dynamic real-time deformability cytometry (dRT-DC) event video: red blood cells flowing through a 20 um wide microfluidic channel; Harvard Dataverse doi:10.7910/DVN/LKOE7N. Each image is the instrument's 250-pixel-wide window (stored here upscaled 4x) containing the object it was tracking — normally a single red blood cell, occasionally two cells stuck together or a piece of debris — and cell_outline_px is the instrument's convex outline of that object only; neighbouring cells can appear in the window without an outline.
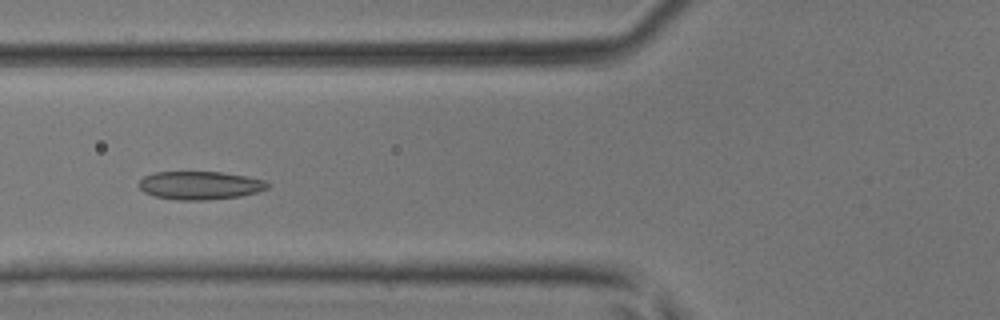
{"species": "common noctule bat (a hibernating species)", "species_latin": "Nyctalus noctula", "temperature_condition": "room temperature", "stored_images_in_passage": 47, "camera_frame_rate_fps": 3000, "um_per_image_px": 0.085, "animal": {"sex": "male", "body_mass_g": 17.9, "forearm_length_mm": 54.2}, "frame": {"image": 1, "passage_image": 17, "time_ms": 5.333, "image_size_px": [1000, 320], "cell_outline_px": [[268, 188], [256, 192], [240, 196], [208, 200], [176, 200], [156, 196], [144, 192], [136, 184], [144, 176], [156, 172], [224, 172], [264, 180], [268, 184]], "centroid_in_image_um": [16.96, 15.76], "position_along_channel_um": 108.8, "area_um2": 21.1}}
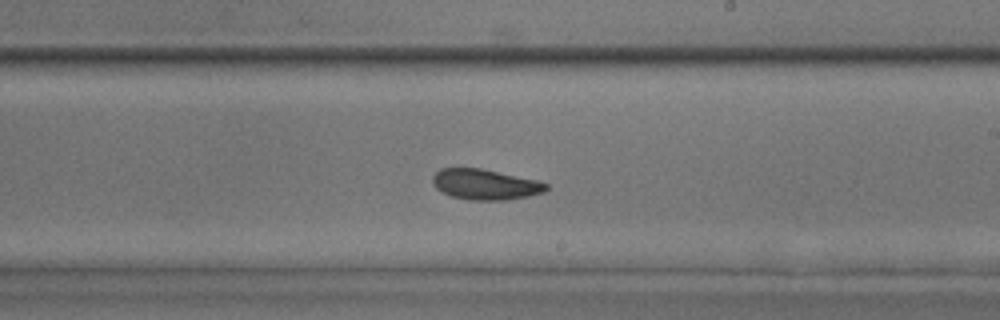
{"frame": {"image": 2, "passage_image": 27, "time_ms": 8.667, "image_size_px": [1000, 320], "cell_outline_px": [[548, 188], [544, 192], [528, 196], [508, 200], [468, 200], [452, 196], [436, 188], [432, 184], [432, 176], [440, 168], [480, 168], [536, 180], [548, 184]], "centroid_in_image_um": [41.22, 15.68], "position_along_channel_um": 247.8, "area_um2": 20.11}}
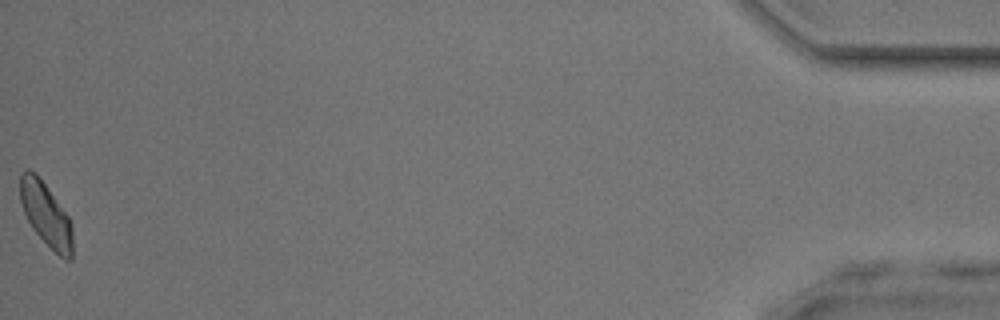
{"frame": {"image": 3, "passage_image": 47, "time_ms": 15.333, "image_size_px": [1000, 320], "cell_outline_px": [[72, 260], [64, 260], [32, 228], [24, 212], [20, 200], [20, 172], [24, 168], [28, 168], [36, 172], [68, 216], [72, 224]], "centroid_in_image_um": [3.89, 18.18], "position_along_channel_um": 431.3, "area_um2": 19.31}, "authors_computed_cell_mechanics": {"area_um2": 20.7502, "velocity_mm_per_s": 4.1857, "shape_relaxation_time_tau1_ms": 4.1929, "shape_relaxation_time_tau2_ms": 4.8405, "deformation_change_tau1": 0.0997, "deformation_change_tau2": 0.0937}}